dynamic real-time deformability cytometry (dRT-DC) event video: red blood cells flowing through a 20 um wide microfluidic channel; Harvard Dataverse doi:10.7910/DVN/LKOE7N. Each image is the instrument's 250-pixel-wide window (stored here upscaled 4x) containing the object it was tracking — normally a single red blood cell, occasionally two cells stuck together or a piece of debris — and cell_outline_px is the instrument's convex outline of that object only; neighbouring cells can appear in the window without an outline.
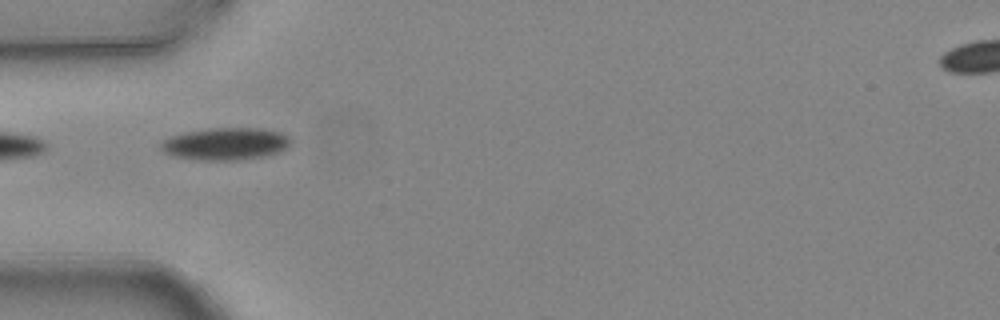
{"species": "common noctule bat (a hibernating species)", "species_latin": "Nyctalus noctula", "temperature_condition": "warm", "stored_images_in_passage": 2, "camera_frame_rate_fps": 3000, "um_per_image_px": 0.085, "animal": {"sex": "female", "body_mass_g": 24.6, "forearm_length_mm": 56.2}, "frame": {"image": 1, "passage_image": 1, "time_ms": 0.0, "image_size_px": [1000, 320], "cell_outline_px": [[292, 144], [288, 148], [280, 152], [264, 156], [240, 160], [200, 160], [176, 156], [164, 152], [160, 148], [160, 140], [184, 132], [208, 128], [260, 128], [280, 132], [288, 136], [292, 140]], "centroid_in_image_um": [19.2, 12.22], "position_along_channel_um": 65.8, "area_um2": 24.68}}
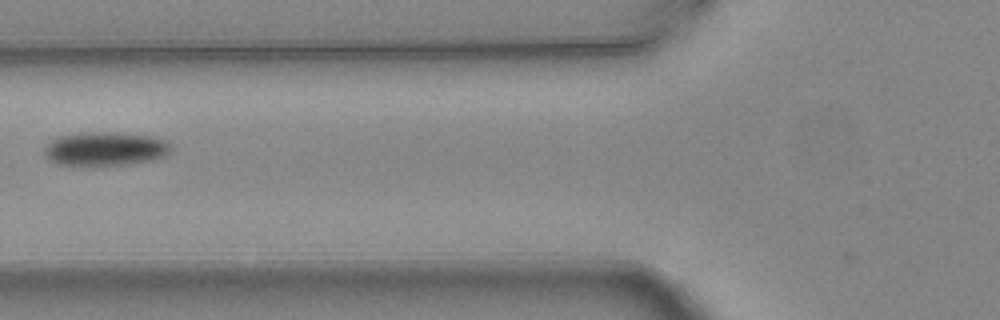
{"frame": {"image": 2, "passage_image": 2, "time_ms": 0.333, "image_size_px": [1000, 320], "cell_outline_px": [[172, 152], [164, 156], [152, 160], [124, 164], [56, 164], [48, 160], [44, 156], [44, 148], [52, 140], [60, 136], [88, 132], [116, 132], [152, 136], [168, 140], [172, 144]], "centroid_in_image_um": [9.0, 12.63], "position_along_channel_um": 116.8, "area_um2": 24.85}}